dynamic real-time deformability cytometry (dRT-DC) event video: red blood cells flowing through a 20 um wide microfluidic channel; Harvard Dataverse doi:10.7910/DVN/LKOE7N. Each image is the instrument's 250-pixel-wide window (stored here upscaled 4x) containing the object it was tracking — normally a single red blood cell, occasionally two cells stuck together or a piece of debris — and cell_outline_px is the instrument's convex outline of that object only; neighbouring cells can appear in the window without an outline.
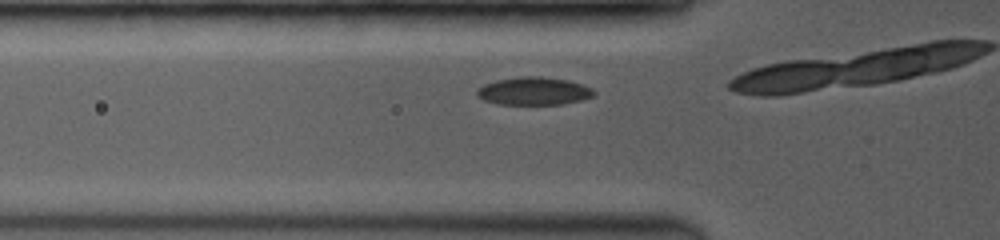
{"species": "common noctule bat (a hibernating species)", "species_latin": "Nyctalus noctula", "temperature_condition": "room temperature", "stored_images_in_passage": 4, "camera_frame_rate_fps": 3500, "um_per_image_px": 0.085, "animal": {"sex": "female", "body_mass_g": 19.0, "forearm_length_mm": 53.3}, "frame": {"image": 1, "passage_image": 2, "time_ms": 0.571, "image_size_px": [1000, 240], "cell_outline_px": [[596, 92], [592, 96], [580, 100], [564, 104], [500, 104], [484, 100], [476, 96], [476, 92], [484, 84], [496, 80], [520, 76], [540, 76], [568, 80], [592, 88]], "centroid_in_image_um": [45.36, 7.74], "position_along_channel_um": 80.4, "area_um2": 18.9}}